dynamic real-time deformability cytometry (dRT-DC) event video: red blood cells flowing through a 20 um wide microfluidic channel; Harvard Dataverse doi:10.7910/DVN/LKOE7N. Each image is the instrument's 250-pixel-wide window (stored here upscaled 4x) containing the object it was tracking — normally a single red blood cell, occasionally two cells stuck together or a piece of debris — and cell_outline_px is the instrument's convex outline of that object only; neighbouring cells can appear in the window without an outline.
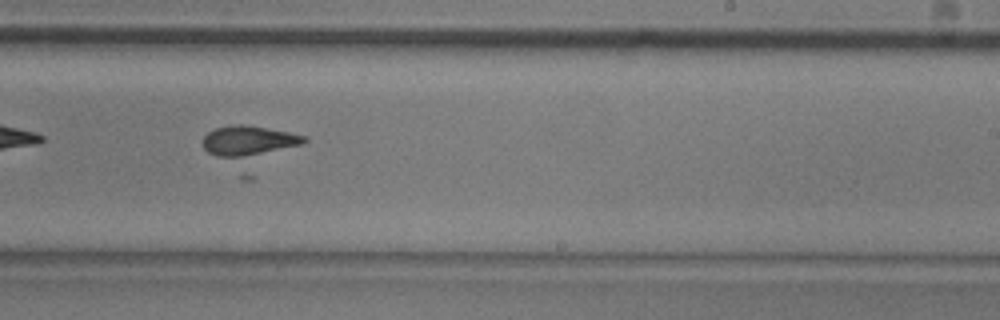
{"species": "common noctule bat (a hibernating species)", "species_latin": "Nyctalus noctula", "temperature_condition": "room temperature", "stored_images_in_passage": 40, "camera_frame_rate_fps": 3000, "um_per_image_px": 0.085, "animal": {"sex": "male", "body_mass_g": 20.5, "forearm_length_mm": 52.5}, "frame": {"image": 1, "passage_image": 20, "time_ms": 6.333, "image_size_px": [1000, 320], "cell_outline_px": [[308, 140], [304, 144], [240, 156], [216, 156], [208, 152], [204, 148], [204, 136], [208, 132], [216, 128], [232, 124], [248, 124], [308, 136]], "centroid_in_image_um": [21.14, 11.91], "position_along_channel_um": 267.9, "area_um2": 17.11}}
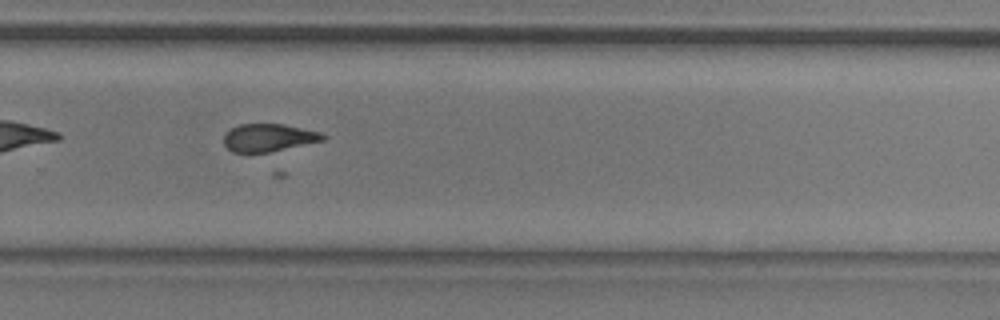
{"frame": {"image": 2, "passage_image": 23, "time_ms": 7.333, "image_size_px": [1000, 320], "cell_outline_px": [[328, 136], [324, 140], [268, 152], [232, 152], [224, 144], [224, 136], [232, 128], [240, 124], [284, 124], [320, 132]], "centroid_in_image_um": [22.85, 11.69], "position_along_channel_um": 307.0, "area_um2": 15.78}}
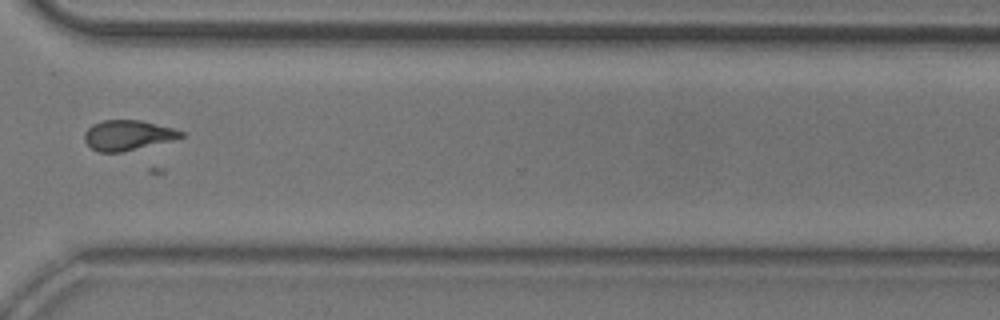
{"frame": {"image": 3, "passage_image": 27, "time_ms": 8.667, "image_size_px": [1000, 320], "cell_outline_px": [[184, 136], [172, 140], [120, 152], [100, 152], [92, 148], [84, 140], [84, 132], [92, 124], [104, 120], [140, 120], [172, 128], [184, 132]], "centroid_in_image_um": [10.83, 11.48], "position_along_channel_um": 359.8, "area_um2": 16.65}}